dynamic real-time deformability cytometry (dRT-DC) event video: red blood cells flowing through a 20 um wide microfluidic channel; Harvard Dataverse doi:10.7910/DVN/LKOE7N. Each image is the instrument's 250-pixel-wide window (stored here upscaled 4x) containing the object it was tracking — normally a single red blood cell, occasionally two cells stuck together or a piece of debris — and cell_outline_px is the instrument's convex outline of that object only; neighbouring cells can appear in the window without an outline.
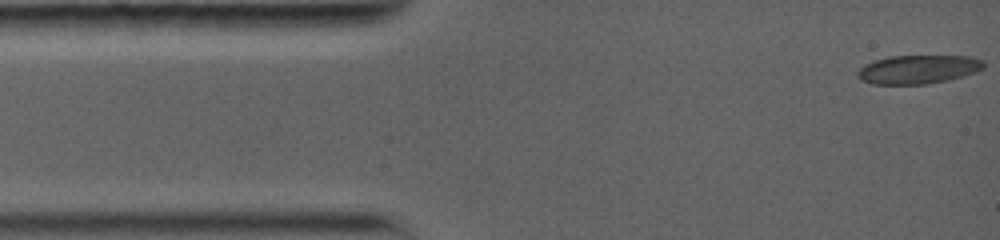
{"species": "common noctule bat (a hibernating species)", "species_latin": "Nyctalus noctula", "temperature_condition": "warm", "stored_images_in_passage": 4, "camera_frame_rate_fps": 5000, "um_per_image_px": 0.085, "animal": {"sex": "female", "body_mass_g": 19.0, "forearm_length_mm": 56.7}, "frame": {"image": 1, "passage_image": 1, "time_ms": 0.0, "image_size_px": [1000, 240], "cell_outline_px": [[984, 68], [964, 76], [948, 80], [928, 84], [872, 84], [860, 80], [856, 76], [856, 72], [864, 64], [888, 56], [968, 56], [984, 60]], "centroid_in_image_um": [78.02, 5.9], "position_along_channel_um": 7.0, "area_um2": 21.21}}
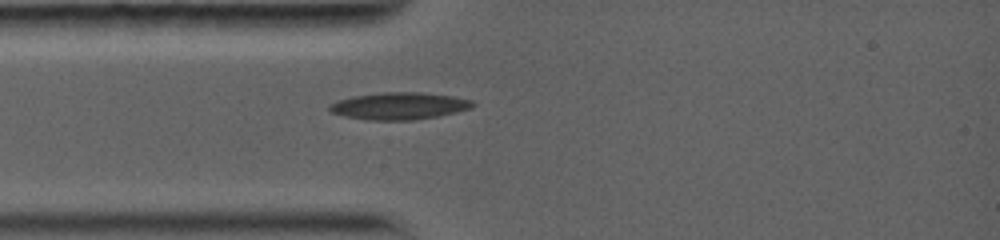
{"frame": {"image": 2, "passage_image": 4, "time_ms": 3.0, "image_size_px": [1000, 240], "cell_outline_px": [[476, 104], [472, 108], [456, 112], [436, 116], [412, 120], [368, 120], [344, 116], [332, 112], [328, 108], [336, 100], [356, 96], [384, 92], [420, 92], [452, 96], [472, 100]], "centroid_in_image_um": [33.96, 9.0], "position_along_channel_um": 51.0, "area_um2": 22.43}}